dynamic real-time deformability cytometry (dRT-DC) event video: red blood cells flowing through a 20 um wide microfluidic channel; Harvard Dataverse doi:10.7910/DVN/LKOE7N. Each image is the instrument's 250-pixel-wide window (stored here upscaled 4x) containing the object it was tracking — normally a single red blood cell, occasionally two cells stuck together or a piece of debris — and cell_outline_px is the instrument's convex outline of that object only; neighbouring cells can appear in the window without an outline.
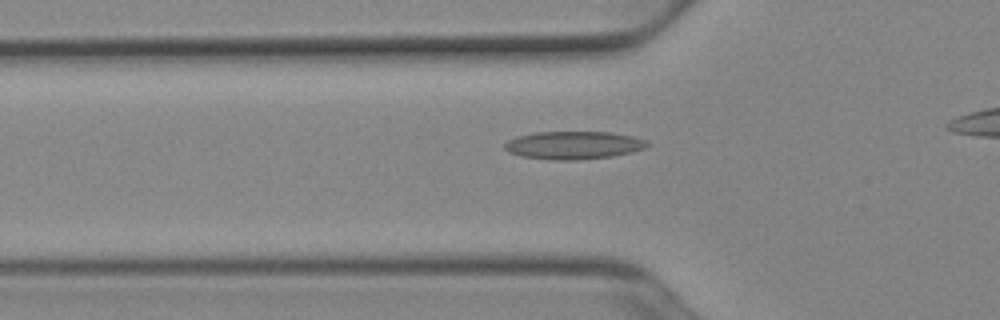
{"species": "Egyptian fruit bat (a non-hibernating species)", "species_latin": "Rousettus aegyptiacus", "temperature_condition": "cold", "stored_images_in_passage": 32, "camera_frame_rate_fps": 3000, "um_per_image_px": 0.085, "animal": {"sex": "female"}, "frame": {"image": 1, "passage_image": 5, "time_ms": 1.333, "image_size_px": [1000, 320], "cell_outline_px": [[648, 144], [644, 148], [632, 152], [612, 156], [576, 160], [552, 160], [520, 156], [508, 152], [504, 148], [504, 144], [508, 140], [516, 136], [536, 132], [612, 132], [632, 136], [644, 140]], "centroid_in_image_um": [48.7, 12.34], "position_along_channel_um": 77.1, "area_um2": 23.18}}
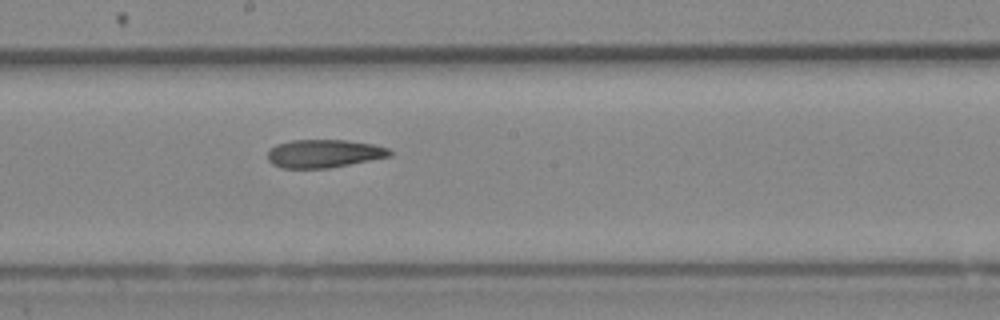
{"frame": {"image": 2, "passage_image": 16, "time_ms": 5.0, "image_size_px": [1000, 320], "cell_outline_px": [[392, 156], [328, 168], [280, 168], [272, 164], [268, 160], [268, 152], [276, 144], [292, 140], [344, 140], [372, 144], [388, 148], [392, 152]], "centroid_in_image_um": [27.52, 13.05], "position_along_channel_um": 220.7, "area_um2": 19.94}}
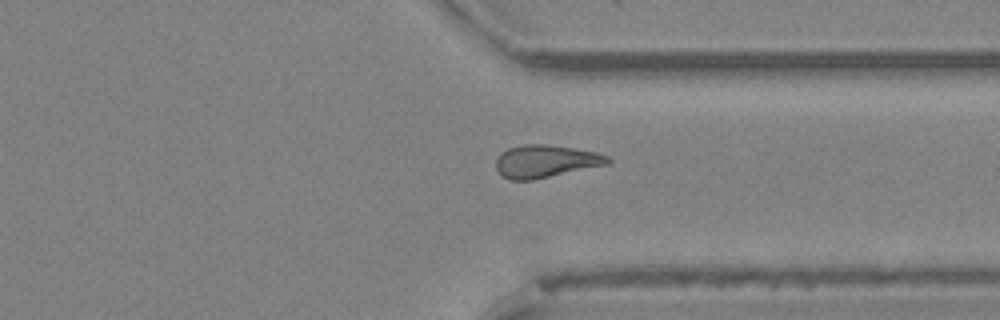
{"frame": {"image": 3, "passage_image": 27, "time_ms": 8.667, "image_size_px": [1000, 320], "cell_outline_px": [[612, 160], [608, 164], [532, 180], [508, 180], [500, 176], [496, 168], [496, 160], [508, 148], [524, 144], [544, 144], [572, 148], [596, 152], [608, 156]], "centroid_in_image_um": [46.36, 13.72], "position_along_channel_um": 365.0, "area_um2": 21.1}}